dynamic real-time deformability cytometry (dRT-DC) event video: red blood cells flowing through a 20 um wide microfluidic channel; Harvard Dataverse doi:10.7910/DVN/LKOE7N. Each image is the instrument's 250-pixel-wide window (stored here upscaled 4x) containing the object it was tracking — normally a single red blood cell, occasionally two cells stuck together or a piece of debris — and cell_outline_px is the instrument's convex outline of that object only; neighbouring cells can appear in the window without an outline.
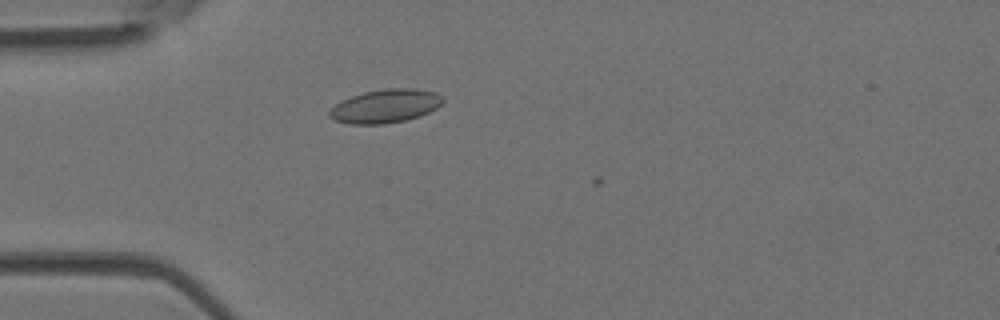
{"species": "Egyptian fruit bat (a non-hibernating species)", "species_latin": "Rousettus aegyptiacus", "temperature_condition": "room temperature", "stored_images_in_passage": 2, "camera_frame_rate_fps": 3000, "um_per_image_px": 0.085, "animal": {"sex": "female"}, "frame": {"image": 1, "passage_image": 1, "time_ms": 0.0, "image_size_px": [1000, 320], "cell_outline_px": [[444, 100], [436, 108], [420, 116], [404, 120], [384, 124], [348, 124], [336, 120], [328, 116], [328, 112], [340, 100], [364, 92], [384, 88], [416, 88], [436, 92]], "centroid_in_image_um": [32.74, 9.01], "position_along_channel_um": 52.3, "area_um2": 22.14}}